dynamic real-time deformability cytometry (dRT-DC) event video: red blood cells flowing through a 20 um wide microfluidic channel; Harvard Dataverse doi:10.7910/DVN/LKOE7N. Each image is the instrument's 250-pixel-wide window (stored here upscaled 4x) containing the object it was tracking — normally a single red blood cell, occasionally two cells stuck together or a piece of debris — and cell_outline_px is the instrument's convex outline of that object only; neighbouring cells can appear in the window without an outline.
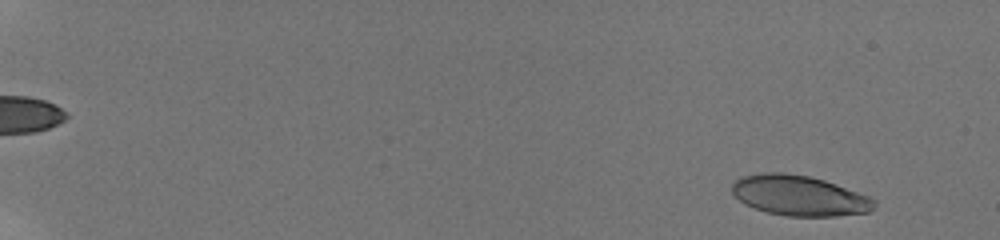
{"species": "human", "species_latin": "Homo sapiens", "temperature_condition": "room temperature", "stored_images_in_passage": 43, "camera_frame_rate_fps": 3000, "um_per_image_px": 0.085, "donor": {"sex": "male"}, "frame": {"image": 1, "passage_image": 4, "time_ms": 1.0, "image_size_px": [1000, 240], "cell_outline_px": [[876, 204], [868, 212], [836, 216], [788, 216], [768, 212], [744, 204], [732, 192], [732, 184], [740, 176], [764, 172], [784, 172], [808, 176], [824, 180], [836, 184], [868, 196], [876, 200]], "centroid_in_image_um": [67.92, 16.61], "position_along_channel_um": 17.1, "area_um2": 33.23}}
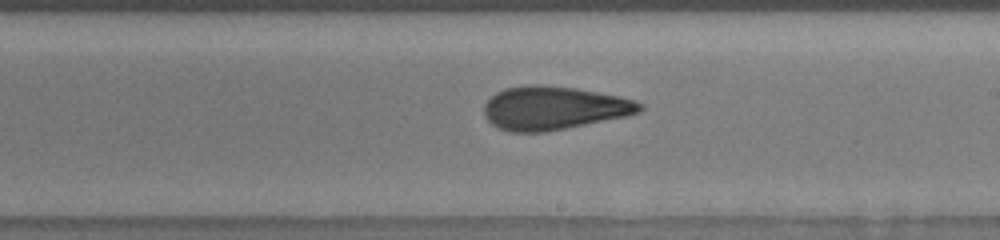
{"frame": {"image": 2, "passage_image": 24, "time_ms": 7.667, "image_size_px": [1000, 240], "cell_outline_px": [[644, 108], [640, 112], [624, 116], [544, 132], [508, 132], [492, 124], [484, 116], [484, 104], [496, 92], [504, 88], [532, 84], [536, 84], [576, 88], [620, 96], [636, 100], [644, 104]], "centroid_in_image_um": [47.06, 9.17], "position_along_channel_um": 241.9, "area_um2": 39.25}}
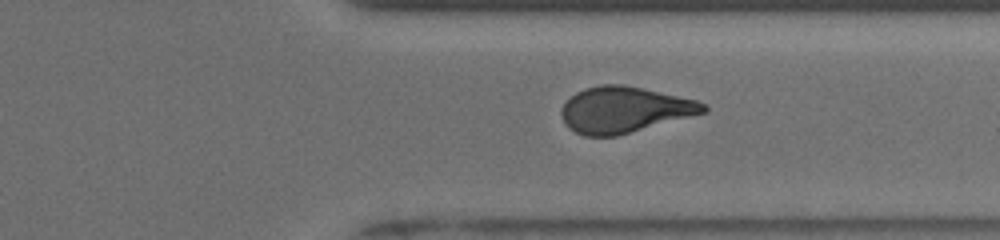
{"frame": {"image": 3, "passage_image": 33, "time_ms": 10.667, "image_size_px": [1000, 240], "cell_outline_px": [[708, 112], [616, 136], [584, 136], [568, 128], [564, 124], [560, 112], [564, 104], [576, 92], [584, 88], [600, 84], [620, 84], [640, 88], [696, 100], [704, 104], [708, 108]], "centroid_in_image_um": [53.04, 9.34], "position_along_channel_um": 358.4, "area_um2": 37.86}, "authors_computed_cell_mechanics": {"area_um2": 38.2058, "velocity_mm_per_s": 3.8807, "shape_relaxation_time_tau1_ms": 9.394, "shape_relaxation_time_tau2_ms": 1.6099, "deformation_change_tau1": 0.242, "deformation_change_tau2": 0.0914}}